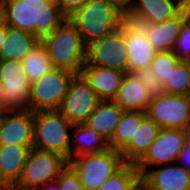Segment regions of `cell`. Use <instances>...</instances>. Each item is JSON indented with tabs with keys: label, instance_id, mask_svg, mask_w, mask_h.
Returning a JSON list of instances; mask_svg holds the SVG:
<instances>
[{
	"label": "cell",
	"instance_id": "f6af8a7d",
	"mask_svg": "<svg viewBox=\"0 0 190 190\" xmlns=\"http://www.w3.org/2000/svg\"><path fill=\"white\" fill-rule=\"evenodd\" d=\"M0 112H1V91H0Z\"/></svg>",
	"mask_w": 190,
	"mask_h": 190
},
{
	"label": "cell",
	"instance_id": "ab89813d",
	"mask_svg": "<svg viewBox=\"0 0 190 190\" xmlns=\"http://www.w3.org/2000/svg\"><path fill=\"white\" fill-rule=\"evenodd\" d=\"M114 1L117 2L123 8H125L131 0H114Z\"/></svg>",
	"mask_w": 190,
	"mask_h": 190
},
{
	"label": "cell",
	"instance_id": "b9f144b4",
	"mask_svg": "<svg viewBox=\"0 0 190 190\" xmlns=\"http://www.w3.org/2000/svg\"><path fill=\"white\" fill-rule=\"evenodd\" d=\"M7 188H9V187L6 185V183L0 177V190H6Z\"/></svg>",
	"mask_w": 190,
	"mask_h": 190
},
{
	"label": "cell",
	"instance_id": "83f0119b",
	"mask_svg": "<svg viewBox=\"0 0 190 190\" xmlns=\"http://www.w3.org/2000/svg\"><path fill=\"white\" fill-rule=\"evenodd\" d=\"M140 179V173L135 164L125 163L112 174L97 190H130Z\"/></svg>",
	"mask_w": 190,
	"mask_h": 190
},
{
	"label": "cell",
	"instance_id": "e0dca14e",
	"mask_svg": "<svg viewBox=\"0 0 190 190\" xmlns=\"http://www.w3.org/2000/svg\"><path fill=\"white\" fill-rule=\"evenodd\" d=\"M100 100L113 101L126 73L107 67L85 64L80 73Z\"/></svg>",
	"mask_w": 190,
	"mask_h": 190
},
{
	"label": "cell",
	"instance_id": "ee69618b",
	"mask_svg": "<svg viewBox=\"0 0 190 190\" xmlns=\"http://www.w3.org/2000/svg\"><path fill=\"white\" fill-rule=\"evenodd\" d=\"M6 190H16L14 187H9Z\"/></svg>",
	"mask_w": 190,
	"mask_h": 190
},
{
	"label": "cell",
	"instance_id": "2e32d148",
	"mask_svg": "<svg viewBox=\"0 0 190 190\" xmlns=\"http://www.w3.org/2000/svg\"><path fill=\"white\" fill-rule=\"evenodd\" d=\"M140 179L147 190H190V171L177 162L149 168Z\"/></svg>",
	"mask_w": 190,
	"mask_h": 190
},
{
	"label": "cell",
	"instance_id": "9c48e42d",
	"mask_svg": "<svg viewBox=\"0 0 190 190\" xmlns=\"http://www.w3.org/2000/svg\"><path fill=\"white\" fill-rule=\"evenodd\" d=\"M127 53L122 22L113 33L87 45L85 64L116 69L128 74Z\"/></svg>",
	"mask_w": 190,
	"mask_h": 190
},
{
	"label": "cell",
	"instance_id": "4dcf8cb0",
	"mask_svg": "<svg viewBox=\"0 0 190 190\" xmlns=\"http://www.w3.org/2000/svg\"><path fill=\"white\" fill-rule=\"evenodd\" d=\"M173 53L182 61H190V24L187 22L180 29Z\"/></svg>",
	"mask_w": 190,
	"mask_h": 190
},
{
	"label": "cell",
	"instance_id": "484cf974",
	"mask_svg": "<svg viewBox=\"0 0 190 190\" xmlns=\"http://www.w3.org/2000/svg\"><path fill=\"white\" fill-rule=\"evenodd\" d=\"M21 61L30 84L39 80L54 68L46 52V48L41 41Z\"/></svg>",
	"mask_w": 190,
	"mask_h": 190
},
{
	"label": "cell",
	"instance_id": "f35d334b",
	"mask_svg": "<svg viewBox=\"0 0 190 190\" xmlns=\"http://www.w3.org/2000/svg\"><path fill=\"white\" fill-rule=\"evenodd\" d=\"M184 131H185V134L187 136V140L190 141V119H189Z\"/></svg>",
	"mask_w": 190,
	"mask_h": 190
},
{
	"label": "cell",
	"instance_id": "74e56055",
	"mask_svg": "<svg viewBox=\"0 0 190 190\" xmlns=\"http://www.w3.org/2000/svg\"><path fill=\"white\" fill-rule=\"evenodd\" d=\"M130 190H147L144 182L139 179L131 188Z\"/></svg>",
	"mask_w": 190,
	"mask_h": 190
},
{
	"label": "cell",
	"instance_id": "9a60e30c",
	"mask_svg": "<svg viewBox=\"0 0 190 190\" xmlns=\"http://www.w3.org/2000/svg\"><path fill=\"white\" fill-rule=\"evenodd\" d=\"M123 34L125 36L128 74L132 71L141 70L150 67L157 51L149 41L145 30L137 24L123 21Z\"/></svg>",
	"mask_w": 190,
	"mask_h": 190
},
{
	"label": "cell",
	"instance_id": "52a82bcc",
	"mask_svg": "<svg viewBox=\"0 0 190 190\" xmlns=\"http://www.w3.org/2000/svg\"><path fill=\"white\" fill-rule=\"evenodd\" d=\"M68 164L61 154L39 150H29L22 175L14 188L16 190H36L49 181L55 180L60 171Z\"/></svg>",
	"mask_w": 190,
	"mask_h": 190
},
{
	"label": "cell",
	"instance_id": "d590c367",
	"mask_svg": "<svg viewBox=\"0 0 190 190\" xmlns=\"http://www.w3.org/2000/svg\"><path fill=\"white\" fill-rule=\"evenodd\" d=\"M7 24L0 18V49L6 37Z\"/></svg>",
	"mask_w": 190,
	"mask_h": 190
},
{
	"label": "cell",
	"instance_id": "30bf717a",
	"mask_svg": "<svg viewBox=\"0 0 190 190\" xmlns=\"http://www.w3.org/2000/svg\"><path fill=\"white\" fill-rule=\"evenodd\" d=\"M186 141L183 129H160L156 140L135 164L140 176L149 168L176 162Z\"/></svg>",
	"mask_w": 190,
	"mask_h": 190
},
{
	"label": "cell",
	"instance_id": "d4e9b609",
	"mask_svg": "<svg viewBox=\"0 0 190 190\" xmlns=\"http://www.w3.org/2000/svg\"><path fill=\"white\" fill-rule=\"evenodd\" d=\"M146 116L144 111H123L114 135L108 142L109 148L121 152L135 137L137 127Z\"/></svg>",
	"mask_w": 190,
	"mask_h": 190
},
{
	"label": "cell",
	"instance_id": "8992f818",
	"mask_svg": "<svg viewBox=\"0 0 190 190\" xmlns=\"http://www.w3.org/2000/svg\"><path fill=\"white\" fill-rule=\"evenodd\" d=\"M29 90L22 61L0 59L1 112L30 110Z\"/></svg>",
	"mask_w": 190,
	"mask_h": 190
},
{
	"label": "cell",
	"instance_id": "277c9868",
	"mask_svg": "<svg viewBox=\"0 0 190 190\" xmlns=\"http://www.w3.org/2000/svg\"><path fill=\"white\" fill-rule=\"evenodd\" d=\"M72 126L58 110L34 112L33 147L61 154L69 161Z\"/></svg>",
	"mask_w": 190,
	"mask_h": 190
},
{
	"label": "cell",
	"instance_id": "7a4b0ae2",
	"mask_svg": "<svg viewBox=\"0 0 190 190\" xmlns=\"http://www.w3.org/2000/svg\"><path fill=\"white\" fill-rule=\"evenodd\" d=\"M67 19L87 46L117 30L125 20L124 8L114 0H88Z\"/></svg>",
	"mask_w": 190,
	"mask_h": 190
},
{
	"label": "cell",
	"instance_id": "3957f363",
	"mask_svg": "<svg viewBox=\"0 0 190 190\" xmlns=\"http://www.w3.org/2000/svg\"><path fill=\"white\" fill-rule=\"evenodd\" d=\"M54 66L80 74L86 63V45L81 34L66 19L57 29L40 40Z\"/></svg>",
	"mask_w": 190,
	"mask_h": 190
},
{
	"label": "cell",
	"instance_id": "1f68e13d",
	"mask_svg": "<svg viewBox=\"0 0 190 190\" xmlns=\"http://www.w3.org/2000/svg\"><path fill=\"white\" fill-rule=\"evenodd\" d=\"M61 190H85L75 170L67 164L56 178Z\"/></svg>",
	"mask_w": 190,
	"mask_h": 190
},
{
	"label": "cell",
	"instance_id": "f546056e",
	"mask_svg": "<svg viewBox=\"0 0 190 190\" xmlns=\"http://www.w3.org/2000/svg\"><path fill=\"white\" fill-rule=\"evenodd\" d=\"M130 74L145 85L151 99L165 94L163 84L159 81L158 76L153 73L150 67L132 71Z\"/></svg>",
	"mask_w": 190,
	"mask_h": 190
},
{
	"label": "cell",
	"instance_id": "8d00e7d4",
	"mask_svg": "<svg viewBox=\"0 0 190 190\" xmlns=\"http://www.w3.org/2000/svg\"><path fill=\"white\" fill-rule=\"evenodd\" d=\"M183 11L186 16V22L190 24V0L183 5Z\"/></svg>",
	"mask_w": 190,
	"mask_h": 190
},
{
	"label": "cell",
	"instance_id": "7c38bea8",
	"mask_svg": "<svg viewBox=\"0 0 190 190\" xmlns=\"http://www.w3.org/2000/svg\"><path fill=\"white\" fill-rule=\"evenodd\" d=\"M146 115L161 129H185L190 119V96L163 94L152 98Z\"/></svg>",
	"mask_w": 190,
	"mask_h": 190
},
{
	"label": "cell",
	"instance_id": "ac0fdd59",
	"mask_svg": "<svg viewBox=\"0 0 190 190\" xmlns=\"http://www.w3.org/2000/svg\"><path fill=\"white\" fill-rule=\"evenodd\" d=\"M186 22V16L182 10L172 19L154 24H137L140 25L153 44L157 52L173 51L176 40L183 24Z\"/></svg>",
	"mask_w": 190,
	"mask_h": 190
},
{
	"label": "cell",
	"instance_id": "7bdbcfd3",
	"mask_svg": "<svg viewBox=\"0 0 190 190\" xmlns=\"http://www.w3.org/2000/svg\"><path fill=\"white\" fill-rule=\"evenodd\" d=\"M176 1L183 6L188 0H176Z\"/></svg>",
	"mask_w": 190,
	"mask_h": 190
},
{
	"label": "cell",
	"instance_id": "7402d4cb",
	"mask_svg": "<svg viewBox=\"0 0 190 190\" xmlns=\"http://www.w3.org/2000/svg\"><path fill=\"white\" fill-rule=\"evenodd\" d=\"M160 129L155 121L146 116L137 127L135 137H132L130 143L121 151L125 163L136 164L156 140Z\"/></svg>",
	"mask_w": 190,
	"mask_h": 190
},
{
	"label": "cell",
	"instance_id": "836d02e7",
	"mask_svg": "<svg viewBox=\"0 0 190 190\" xmlns=\"http://www.w3.org/2000/svg\"><path fill=\"white\" fill-rule=\"evenodd\" d=\"M182 168L190 171V141L187 140L176 161Z\"/></svg>",
	"mask_w": 190,
	"mask_h": 190
},
{
	"label": "cell",
	"instance_id": "4316f807",
	"mask_svg": "<svg viewBox=\"0 0 190 190\" xmlns=\"http://www.w3.org/2000/svg\"><path fill=\"white\" fill-rule=\"evenodd\" d=\"M166 94L190 96V61H180L163 84Z\"/></svg>",
	"mask_w": 190,
	"mask_h": 190
},
{
	"label": "cell",
	"instance_id": "f1b7e54d",
	"mask_svg": "<svg viewBox=\"0 0 190 190\" xmlns=\"http://www.w3.org/2000/svg\"><path fill=\"white\" fill-rule=\"evenodd\" d=\"M180 61L181 60L173 51L157 52L150 64V68L153 73L158 76L159 81L164 84L172 70Z\"/></svg>",
	"mask_w": 190,
	"mask_h": 190
},
{
	"label": "cell",
	"instance_id": "4fadbf2b",
	"mask_svg": "<svg viewBox=\"0 0 190 190\" xmlns=\"http://www.w3.org/2000/svg\"><path fill=\"white\" fill-rule=\"evenodd\" d=\"M182 10L176 0H131L124 8V18L134 24H154L172 19Z\"/></svg>",
	"mask_w": 190,
	"mask_h": 190
},
{
	"label": "cell",
	"instance_id": "ffe728a7",
	"mask_svg": "<svg viewBox=\"0 0 190 190\" xmlns=\"http://www.w3.org/2000/svg\"><path fill=\"white\" fill-rule=\"evenodd\" d=\"M71 132L70 160L109 149L108 141L86 123L73 124Z\"/></svg>",
	"mask_w": 190,
	"mask_h": 190
},
{
	"label": "cell",
	"instance_id": "603a6c76",
	"mask_svg": "<svg viewBox=\"0 0 190 190\" xmlns=\"http://www.w3.org/2000/svg\"><path fill=\"white\" fill-rule=\"evenodd\" d=\"M123 111L114 101L101 100L85 123L109 142L114 135Z\"/></svg>",
	"mask_w": 190,
	"mask_h": 190
},
{
	"label": "cell",
	"instance_id": "5b68a950",
	"mask_svg": "<svg viewBox=\"0 0 190 190\" xmlns=\"http://www.w3.org/2000/svg\"><path fill=\"white\" fill-rule=\"evenodd\" d=\"M75 170L85 190H97L125 161L121 152L114 149L92 154H84L68 161Z\"/></svg>",
	"mask_w": 190,
	"mask_h": 190
},
{
	"label": "cell",
	"instance_id": "ba28073f",
	"mask_svg": "<svg viewBox=\"0 0 190 190\" xmlns=\"http://www.w3.org/2000/svg\"><path fill=\"white\" fill-rule=\"evenodd\" d=\"M75 75L66 69L53 68L30 84V111L58 110Z\"/></svg>",
	"mask_w": 190,
	"mask_h": 190
},
{
	"label": "cell",
	"instance_id": "44dd1931",
	"mask_svg": "<svg viewBox=\"0 0 190 190\" xmlns=\"http://www.w3.org/2000/svg\"><path fill=\"white\" fill-rule=\"evenodd\" d=\"M113 101L124 111L146 112L151 98L141 81L136 80L131 74H126Z\"/></svg>",
	"mask_w": 190,
	"mask_h": 190
},
{
	"label": "cell",
	"instance_id": "5bb4252c",
	"mask_svg": "<svg viewBox=\"0 0 190 190\" xmlns=\"http://www.w3.org/2000/svg\"><path fill=\"white\" fill-rule=\"evenodd\" d=\"M34 112L2 111L0 112V146L33 145Z\"/></svg>",
	"mask_w": 190,
	"mask_h": 190
},
{
	"label": "cell",
	"instance_id": "e575fe53",
	"mask_svg": "<svg viewBox=\"0 0 190 190\" xmlns=\"http://www.w3.org/2000/svg\"><path fill=\"white\" fill-rule=\"evenodd\" d=\"M36 190H61L57 180L49 181L44 186L36 189Z\"/></svg>",
	"mask_w": 190,
	"mask_h": 190
},
{
	"label": "cell",
	"instance_id": "60d3db41",
	"mask_svg": "<svg viewBox=\"0 0 190 190\" xmlns=\"http://www.w3.org/2000/svg\"><path fill=\"white\" fill-rule=\"evenodd\" d=\"M25 1H27L28 3H39L40 6H42L48 0H25Z\"/></svg>",
	"mask_w": 190,
	"mask_h": 190
},
{
	"label": "cell",
	"instance_id": "8fae6325",
	"mask_svg": "<svg viewBox=\"0 0 190 190\" xmlns=\"http://www.w3.org/2000/svg\"><path fill=\"white\" fill-rule=\"evenodd\" d=\"M100 101L84 77L76 74L58 111L72 124L85 123Z\"/></svg>",
	"mask_w": 190,
	"mask_h": 190
},
{
	"label": "cell",
	"instance_id": "cb8c5ba5",
	"mask_svg": "<svg viewBox=\"0 0 190 190\" xmlns=\"http://www.w3.org/2000/svg\"><path fill=\"white\" fill-rule=\"evenodd\" d=\"M39 41L33 34L7 25L6 37L0 49V59L21 61Z\"/></svg>",
	"mask_w": 190,
	"mask_h": 190
},
{
	"label": "cell",
	"instance_id": "6da1fadb",
	"mask_svg": "<svg viewBox=\"0 0 190 190\" xmlns=\"http://www.w3.org/2000/svg\"><path fill=\"white\" fill-rule=\"evenodd\" d=\"M0 18L8 26L29 32L39 40L67 19L56 0H48L42 6L25 0H0Z\"/></svg>",
	"mask_w": 190,
	"mask_h": 190
},
{
	"label": "cell",
	"instance_id": "d6a6232c",
	"mask_svg": "<svg viewBox=\"0 0 190 190\" xmlns=\"http://www.w3.org/2000/svg\"><path fill=\"white\" fill-rule=\"evenodd\" d=\"M88 0H56L62 13L69 17L73 12L80 9Z\"/></svg>",
	"mask_w": 190,
	"mask_h": 190
},
{
	"label": "cell",
	"instance_id": "d6986e66",
	"mask_svg": "<svg viewBox=\"0 0 190 190\" xmlns=\"http://www.w3.org/2000/svg\"><path fill=\"white\" fill-rule=\"evenodd\" d=\"M32 147L15 144L0 146V177L8 187H14L20 179Z\"/></svg>",
	"mask_w": 190,
	"mask_h": 190
}]
</instances>
